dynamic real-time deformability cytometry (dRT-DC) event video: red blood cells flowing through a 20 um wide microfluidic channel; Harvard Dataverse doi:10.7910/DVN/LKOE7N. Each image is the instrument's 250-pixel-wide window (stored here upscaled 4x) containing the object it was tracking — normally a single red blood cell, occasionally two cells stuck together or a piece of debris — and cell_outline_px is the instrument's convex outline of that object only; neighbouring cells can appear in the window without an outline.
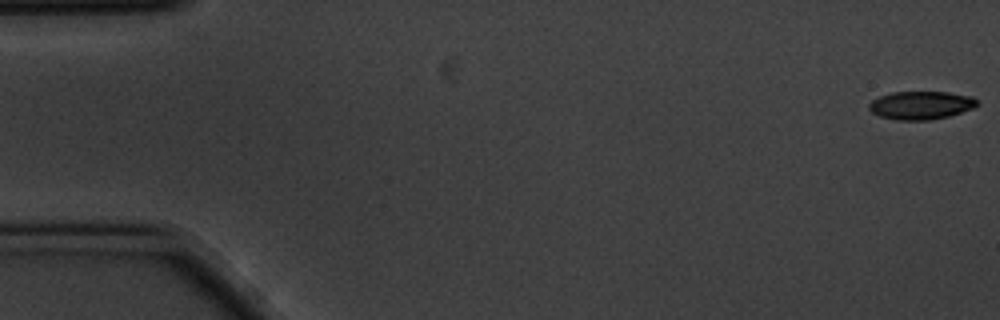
{"species": "common noctule bat (a hibernating species)", "species_latin": "Nyctalus noctula", "temperature_condition": "cold", "stored_images_in_passage": 57, "camera_frame_rate_fps": 3000, "um_per_image_px": 0.085, "animal": {"sex": "male", "body_mass_g": 20.1, "forearm_length_mm": 53.5}, "frame": {"image": 1, "passage_image": 1, "time_ms": 0.0, "image_size_px": [1000, 320], "cell_outline_px": [[980, 104], [972, 108], [948, 116], [928, 120], [896, 120], [880, 116], [872, 112], [868, 108], [868, 104], [872, 100], [880, 96], [892, 92], [948, 92], [972, 96]], "centroid_in_image_um": [78.26, 8.94], "position_along_channel_um": 6.7, "area_um2": 17.69}}
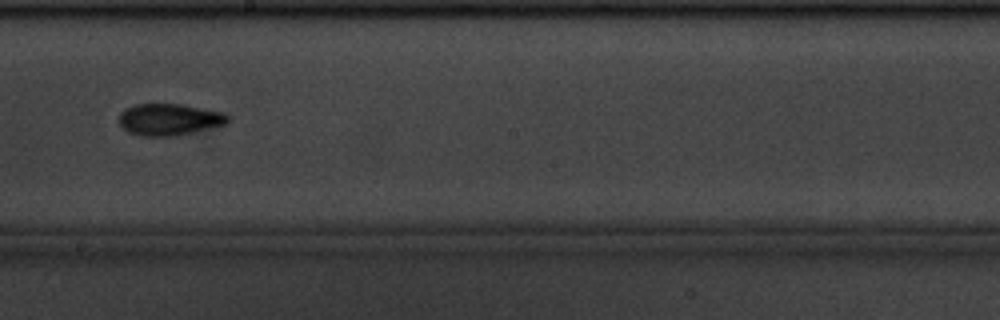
{"frame": {"image": 2, "passage_image": 32, "time_ms": 10.333, "image_size_px": [1000, 320], "cell_outline_px": [[228, 124], [176, 136], [144, 136], [128, 132], [120, 124], [120, 112], [124, 108], [136, 104], [180, 104], [224, 112], [228, 116]], "centroid_in_image_um": [14.4, 10.15], "position_along_channel_um": 233.8, "area_um2": 20.11}}
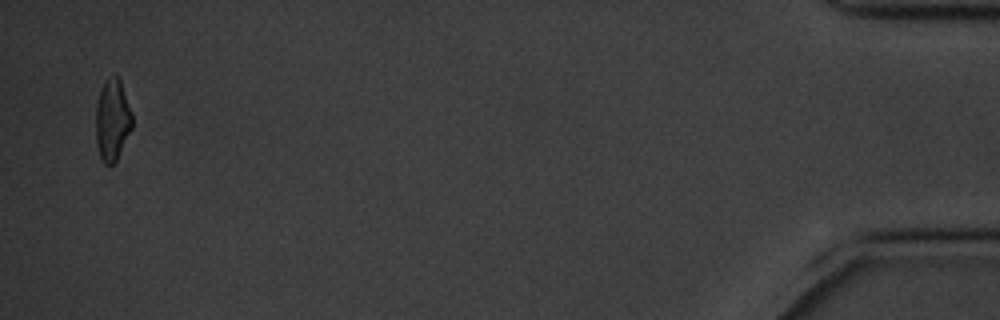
{"frame": {"image": 3, "passage_image": 56, "time_ms": 18.333, "image_size_px": [1000, 320], "cell_outline_px": [[132, 128], [116, 160], [112, 164], [104, 164], [100, 156], [96, 144], [96, 104], [100, 88], [104, 80], [112, 72], [116, 72], [120, 80], [132, 112]], "centroid_in_image_um": [9.54, 10.12], "position_along_channel_um": 425.7, "area_um2": 17.57}, "authors_computed_cell_mechanics": {"area_um2": 18.6116, "velocity_mm_per_s": 3.4927, "shape_relaxation_time_tau1_ms": 3.5584, "shape_relaxation_time_tau2_ms": 3.385, "deformation_change_tau1": 0.1451, "deformation_change_tau2": 0.1143}}